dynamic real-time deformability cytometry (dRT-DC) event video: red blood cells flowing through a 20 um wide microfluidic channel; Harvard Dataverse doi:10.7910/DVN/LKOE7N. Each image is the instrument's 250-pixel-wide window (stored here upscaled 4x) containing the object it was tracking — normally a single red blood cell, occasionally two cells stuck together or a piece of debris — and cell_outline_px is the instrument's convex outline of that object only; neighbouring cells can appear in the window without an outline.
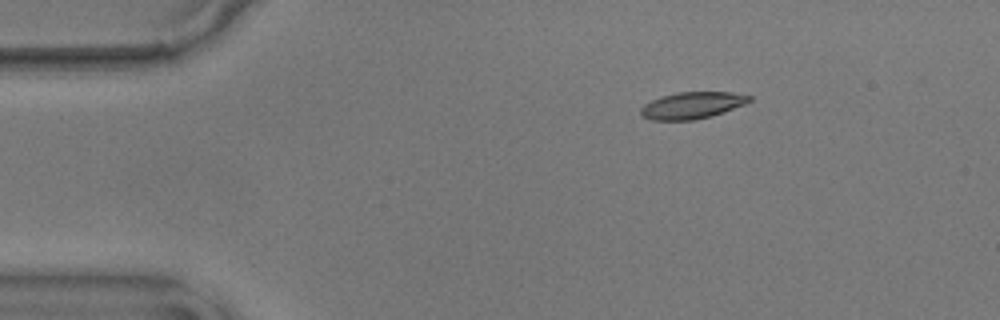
{"species": "common noctule bat (a hibernating species)", "species_latin": "Nyctalus noctula", "temperature_condition": "warm", "stored_images_in_passage": 48, "camera_frame_rate_fps": 3000, "um_per_image_px": 0.085, "animal": {"sex": "male", "body_mass_g": 17.9}, "frame": {"image": 1, "passage_image": 1, "time_ms": 0.0, "image_size_px": [1000, 320], "cell_outline_px": [[752, 100], [744, 104], [712, 116], [692, 120], [652, 120], [640, 116], [640, 108], [644, 104], [660, 96], [676, 92], [732, 92], [752, 96]], "centroid_in_image_um": [58.8, 8.95], "position_along_channel_um": 26.2, "area_um2": 16.99}}
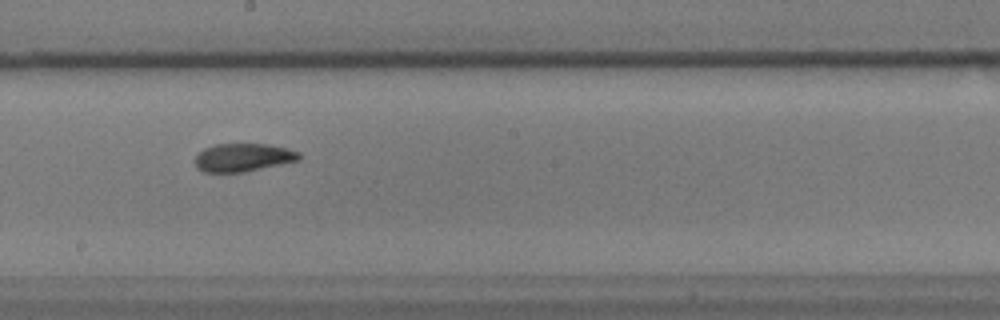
{"frame": {"image": 2, "passage_image": 23, "time_ms": 7.333, "image_size_px": [1000, 320], "cell_outline_px": [[300, 160], [244, 172], [204, 172], [196, 168], [196, 152], [204, 148], [216, 144], [268, 144], [288, 148], [300, 152]], "centroid_in_image_um": [20.66, 13.38], "position_along_channel_um": 227.5, "area_um2": 17.17}}
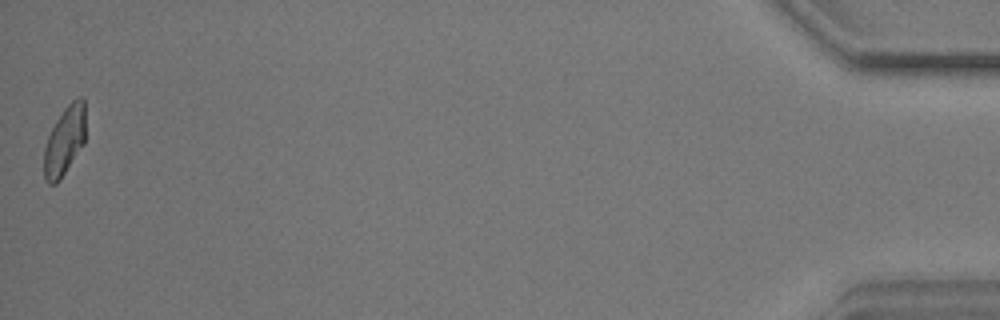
{"frame": {"image": 3, "passage_image": 48, "time_ms": 15.667, "image_size_px": [1000, 320], "cell_outline_px": [[84, 144], [60, 180], [56, 184], [48, 184], [44, 180], [44, 148], [48, 136], [56, 120], [64, 108], [72, 100], [80, 96], [84, 96]], "centroid_in_image_um": [5.48, 11.99], "position_along_channel_um": 429.7, "area_um2": 16.7}, "authors_computed_cell_mechanics": {"area_um2": 17.1955, "velocity_mm_per_s": 3.5769, "shape_relaxation_time_tau1_ms": null, "shape_relaxation_time_tau2_ms": 2.4517, "deformation_change_tau1": null, "deformation_change_tau2": 0.083}}